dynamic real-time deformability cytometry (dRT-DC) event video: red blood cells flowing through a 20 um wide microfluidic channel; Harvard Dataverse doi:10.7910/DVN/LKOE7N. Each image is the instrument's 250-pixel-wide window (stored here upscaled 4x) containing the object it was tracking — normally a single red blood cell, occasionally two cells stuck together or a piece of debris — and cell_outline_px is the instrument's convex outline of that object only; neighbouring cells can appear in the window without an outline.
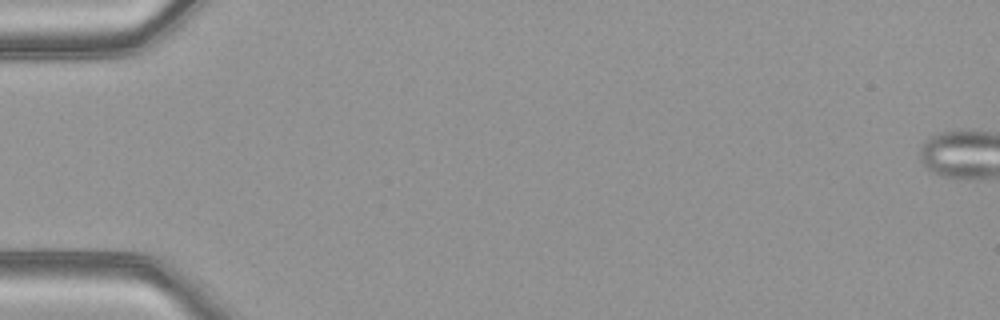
{"species": "common noctule bat (a hibernating species)", "species_latin": "Nyctalus noctula", "temperature_condition": "warm", "stored_images_in_passage": 1, "camera_frame_rate_fps": 3000, "um_per_image_px": 0.085, "animal": {"sex": "female", "body_mass_g": 21.9}, "frame": {"image": 1, "passage_image": 1, "time_ms": 0.0, "image_size_px": [1000, 320], "cell_outline_px": [[172, 296], [164, 296], [80, 276], [80, 264], [88, 256], [140, 256], [172, 288]], "centroid_in_image_um": [10.65, 23.24], "position_along_channel_um": 74.3, "area_um2": 16.59}}